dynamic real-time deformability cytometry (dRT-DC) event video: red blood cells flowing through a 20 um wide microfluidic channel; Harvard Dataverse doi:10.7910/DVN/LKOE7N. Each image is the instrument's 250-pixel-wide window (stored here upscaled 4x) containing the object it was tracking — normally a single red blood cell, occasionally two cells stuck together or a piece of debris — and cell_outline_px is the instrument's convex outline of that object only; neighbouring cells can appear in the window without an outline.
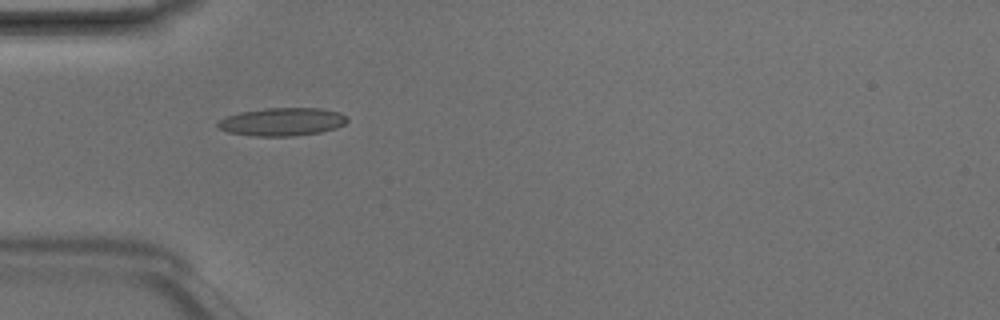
{"species": "Egyptian fruit bat (a non-hibernating species)", "species_latin": "Rousettus aegyptiacus", "temperature_condition": "room temperature", "stored_images_in_passage": 6, "camera_frame_rate_fps": 3000, "um_per_image_px": 0.085, "animal": {"sex": "male"}, "frame": {"image": 1, "passage_image": 4, "time_ms": 1.0, "image_size_px": [1000, 320], "cell_outline_px": [[348, 120], [344, 124], [336, 128], [320, 132], [292, 136], [256, 136], [228, 132], [220, 128], [216, 124], [220, 120], [228, 116], [240, 112], [264, 108], [320, 108], [340, 112], [348, 116]], "centroid_in_image_um": [24.02, 10.34], "position_along_channel_um": 61.0, "area_um2": 21.1}}